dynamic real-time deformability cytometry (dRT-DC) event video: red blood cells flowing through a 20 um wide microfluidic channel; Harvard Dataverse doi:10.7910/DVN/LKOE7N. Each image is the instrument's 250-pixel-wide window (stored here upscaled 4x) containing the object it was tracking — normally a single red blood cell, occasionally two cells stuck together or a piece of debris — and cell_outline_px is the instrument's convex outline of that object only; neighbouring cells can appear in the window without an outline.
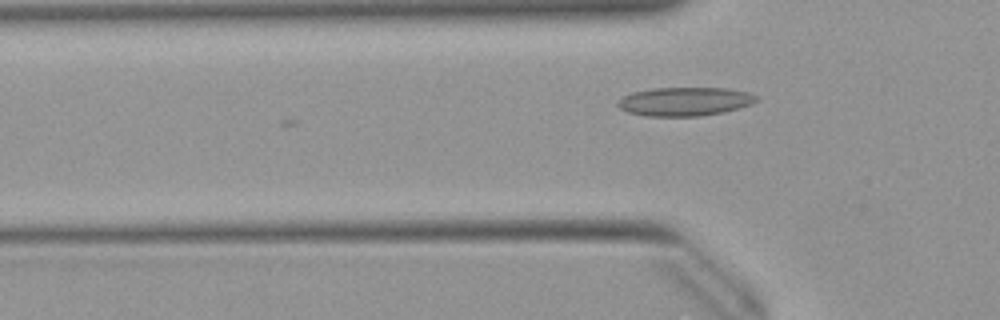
{"species": "Egyptian fruit bat (a non-hibernating species)", "species_latin": "Rousettus aegyptiacus", "temperature_condition": "warm", "stored_images_in_passage": 7, "camera_frame_rate_fps": 3000, "um_per_image_px": 0.085, "animal": {"sex": "female"}, "frame": {"image": 1, "passage_image": 7, "time_ms": 2.0, "image_size_px": [1000, 320], "cell_outline_px": [[760, 100], [752, 104], [740, 108], [724, 112], [700, 116], [648, 116], [628, 112], [620, 108], [616, 104], [616, 100], [632, 92], [652, 88], [728, 88], [748, 92], [760, 96]], "centroid_in_image_um": [58.25, 8.62], "position_along_channel_um": 67.6, "area_um2": 23.47}}